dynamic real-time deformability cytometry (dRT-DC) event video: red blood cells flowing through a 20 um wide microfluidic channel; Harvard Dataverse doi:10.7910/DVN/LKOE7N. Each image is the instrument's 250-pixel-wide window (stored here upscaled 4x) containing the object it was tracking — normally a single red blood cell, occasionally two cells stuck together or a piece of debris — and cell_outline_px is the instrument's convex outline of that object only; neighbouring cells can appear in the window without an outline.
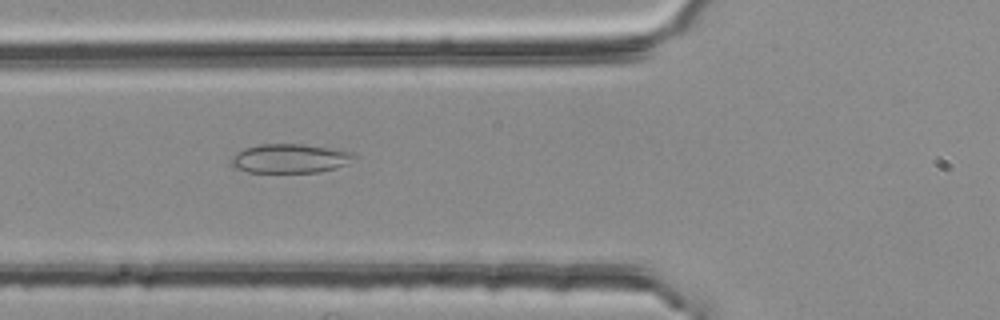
{"species": "common noctule bat (a hibernating species)", "species_latin": "Nyctalus noctula", "temperature_condition": "room temperature", "stored_images_in_passage": 40, "camera_frame_rate_fps": 3000, "um_per_image_px": 0.085, "animal": {"sex": "female", "body_mass_g": 25.1}, "frame": {"image": 1, "passage_image": 6, "time_ms": 1.667, "image_size_px": [1000, 320], "cell_outline_px": [[356, 156], [344, 164], [336, 168], [316, 172], [248, 172], [236, 168], [232, 164], [232, 156], [236, 152], [244, 148], [260, 144], [304, 144], [332, 148], [352, 152]], "centroid_in_image_um": [24.62, 13.46], "position_along_channel_um": 101.2, "area_um2": 20.63}}
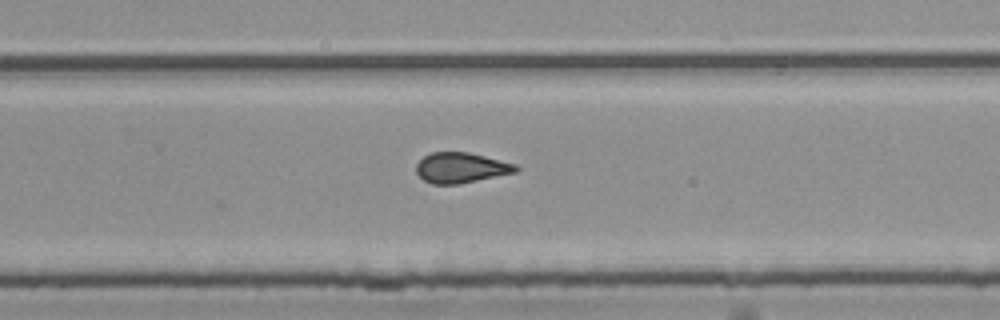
{"frame": {"image": 2, "passage_image": 21, "time_ms": 6.667, "image_size_px": [1000, 320], "cell_outline_px": [[520, 168], [516, 172], [460, 184], [432, 184], [424, 180], [416, 172], [416, 164], [424, 156], [432, 152], [468, 152], [516, 164]], "centroid_in_image_um": [39.18, 14.26], "position_along_channel_um": 290.6, "area_um2": 17.57}}
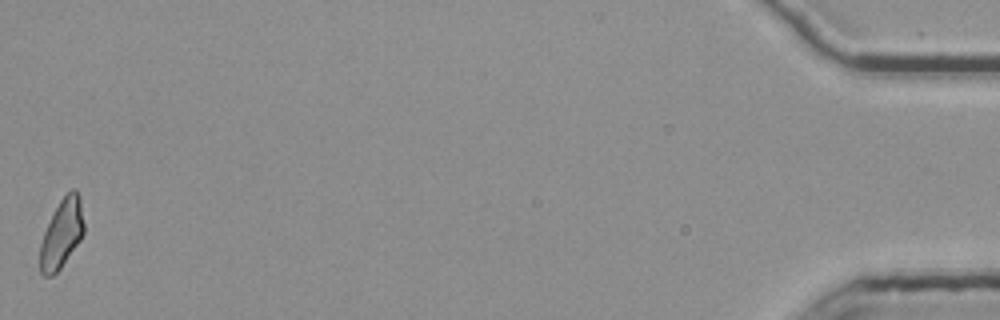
{"frame": {"image": 3, "passage_image": 40, "time_ms": 13.0, "image_size_px": [1000, 320], "cell_outline_px": [[84, 232], [80, 240], [60, 268], [52, 276], [44, 276], [40, 272], [40, 244], [44, 232], [60, 200], [72, 188], [76, 188], [80, 196], [84, 224]], "centroid_in_image_um": [5.26, 19.84], "position_along_channel_um": 429.9, "area_um2": 17.4}, "authors_computed_cell_mechanics": {"area_um2": 17.6579, "velocity_mm_per_s": 3.786, "shape_relaxation_time_tau1_ms": null, "shape_relaxation_time_tau2_ms": 1.5062, "deformation_change_tau1": null, "deformation_change_tau2": 0.103}}